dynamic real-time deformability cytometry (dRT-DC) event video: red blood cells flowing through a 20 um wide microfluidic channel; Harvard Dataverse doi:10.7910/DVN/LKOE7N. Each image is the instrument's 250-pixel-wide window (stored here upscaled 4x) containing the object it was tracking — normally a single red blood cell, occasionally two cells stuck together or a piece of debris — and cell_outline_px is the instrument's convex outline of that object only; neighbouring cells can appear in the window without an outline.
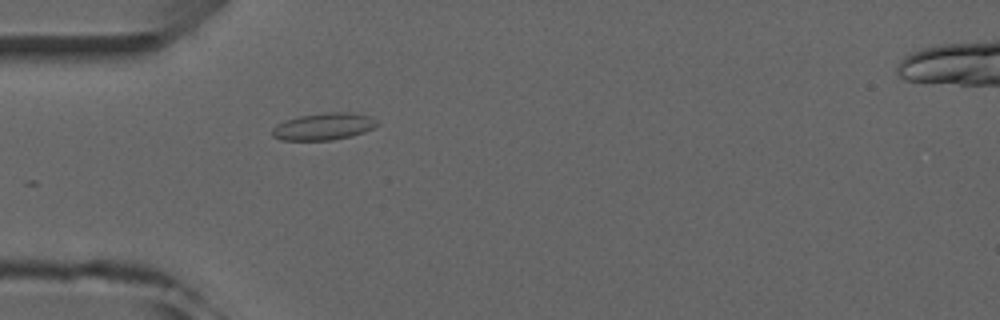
{"species": "common noctule bat (a hibernating species)", "species_latin": "Nyctalus noctula", "temperature_condition": "room temperature", "stored_images_in_passage": 5, "camera_frame_rate_fps": 3000, "um_per_image_px": 0.085, "animal": {"sex": "male", "forearm_length_mm": 52.5}, "frame": {"image": 1, "passage_image": 5, "time_ms": 4.667, "image_size_px": [1000, 320], "cell_outline_px": [[380, 124], [364, 132], [352, 136], [332, 140], [280, 140], [272, 136], [272, 128], [276, 124], [284, 120], [300, 116], [324, 112], [348, 112], [372, 116]], "centroid_in_image_um": [27.51, 10.75], "position_along_channel_um": 57.5, "area_um2": 16.7}}